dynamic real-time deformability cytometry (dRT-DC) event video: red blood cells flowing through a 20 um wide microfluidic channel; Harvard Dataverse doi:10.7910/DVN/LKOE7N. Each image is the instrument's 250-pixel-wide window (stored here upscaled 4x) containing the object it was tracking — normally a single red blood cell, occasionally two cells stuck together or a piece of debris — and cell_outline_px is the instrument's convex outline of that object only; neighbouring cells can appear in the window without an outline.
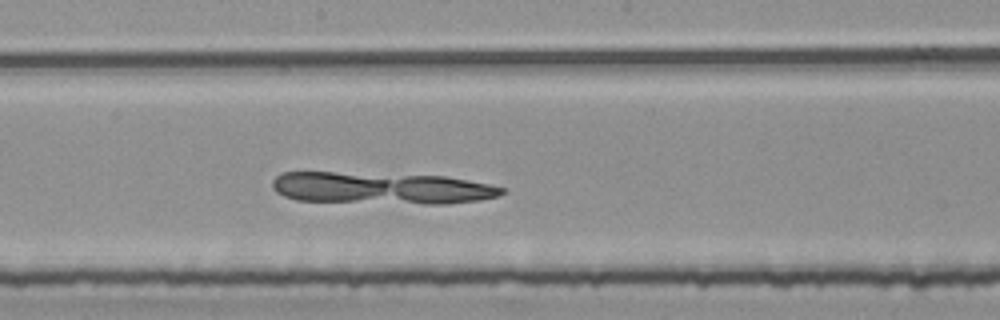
{"species": "common noctule bat (a hibernating species)", "species_latin": "Nyctalus noctula", "temperature_condition": "room temperature", "stored_images_in_passage": 49, "camera_frame_rate_fps": 3000, "um_per_image_px": 0.085, "animal": {"sex": "female", "body_mass_g": 25.1}, "frame": {"image": 1, "passage_image": 27, "time_ms": 8.667, "image_size_px": [1000, 320], "cell_outline_px": [[504, 192], [496, 196], [480, 200], [448, 204], [424, 204], [296, 200], [284, 196], [276, 192], [272, 188], [272, 180], [280, 172], [336, 172], [444, 176], [488, 184], [504, 188]], "centroid_in_image_um": [32.36, 15.99], "position_along_channel_um": 215.8, "area_um2": 42.6}}
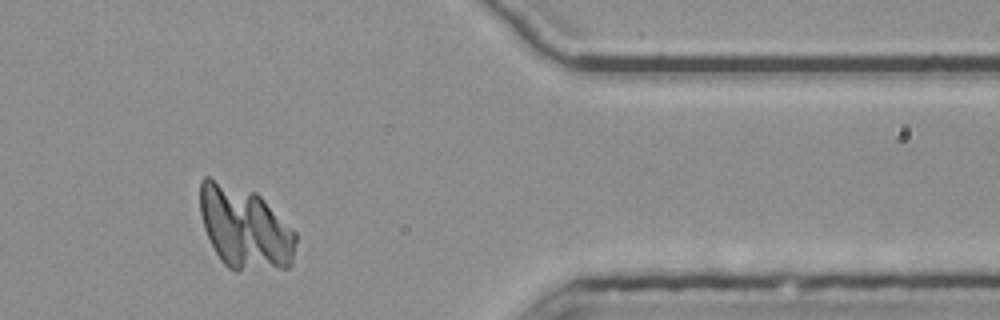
{"frame": {"image": 2, "passage_image": 43, "time_ms": 14.0, "image_size_px": [1000, 320], "cell_outline_px": [[296, 240], [292, 264], [288, 268], [236, 272], [228, 268], [220, 260], [204, 228], [200, 212], [200, 180], [204, 176], [208, 176], [256, 192], [296, 232]], "centroid_in_image_um": [20.8, 19.38], "position_along_channel_um": 390.6, "area_um2": 46.53}}